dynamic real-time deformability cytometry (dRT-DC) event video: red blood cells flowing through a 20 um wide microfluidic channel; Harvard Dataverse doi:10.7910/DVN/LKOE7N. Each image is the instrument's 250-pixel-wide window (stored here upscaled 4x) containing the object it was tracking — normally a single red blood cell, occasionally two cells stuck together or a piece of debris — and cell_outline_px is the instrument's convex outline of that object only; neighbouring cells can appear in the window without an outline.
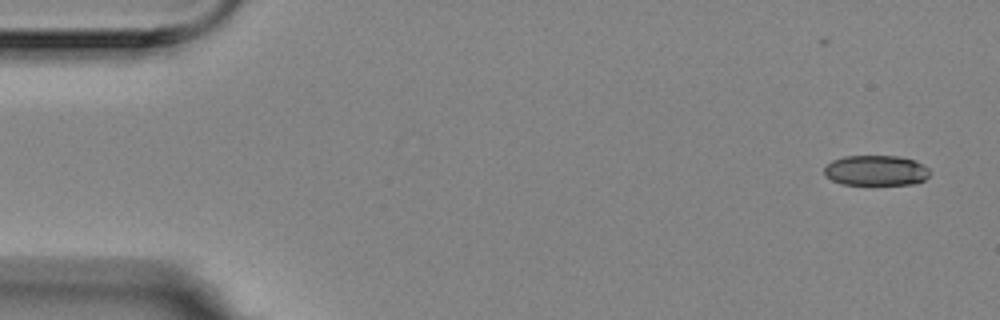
{"species": "Egyptian fruit bat (a non-hibernating species)", "species_latin": "Rousettus aegyptiacus", "temperature_condition": "room temperature", "stored_images_in_passage": 14, "camera_frame_rate_fps": 3000, "um_per_image_px": 0.085, "animal": {"sex": "female"}, "frame": {"image": 1, "passage_image": 1, "time_ms": 0.0, "image_size_px": [1000, 320], "cell_outline_px": [[932, 172], [924, 180], [912, 184], [844, 184], [832, 180], [824, 176], [824, 168], [832, 160], [844, 156], [900, 156], [916, 160], [928, 168]], "centroid_in_image_um": [74.47, 14.48], "position_along_channel_um": 10.5, "area_um2": 18.73}}
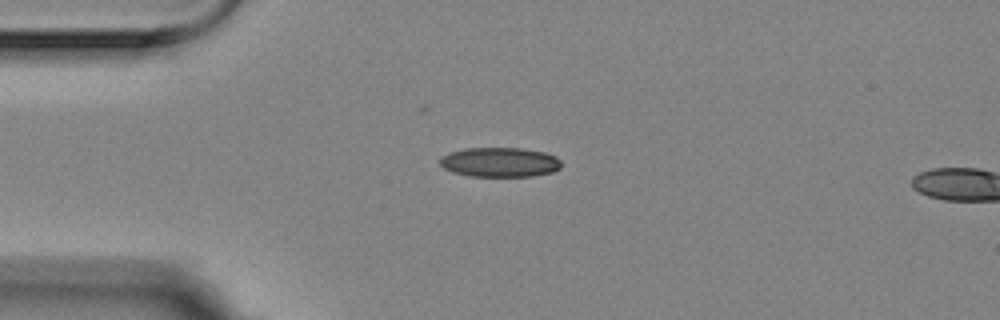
{"frame": {"image": 2, "passage_image": 12, "time_ms": 3.667, "image_size_px": [1000, 320], "cell_outline_px": [[560, 168], [552, 172], [532, 176], [468, 176], [444, 168], [440, 164], [440, 160], [448, 152], [464, 148], [520, 148], [544, 152], [556, 156], [560, 160]], "centroid_in_image_um": [42.49, 13.78], "position_along_channel_um": 42.5, "area_um2": 20.81}}